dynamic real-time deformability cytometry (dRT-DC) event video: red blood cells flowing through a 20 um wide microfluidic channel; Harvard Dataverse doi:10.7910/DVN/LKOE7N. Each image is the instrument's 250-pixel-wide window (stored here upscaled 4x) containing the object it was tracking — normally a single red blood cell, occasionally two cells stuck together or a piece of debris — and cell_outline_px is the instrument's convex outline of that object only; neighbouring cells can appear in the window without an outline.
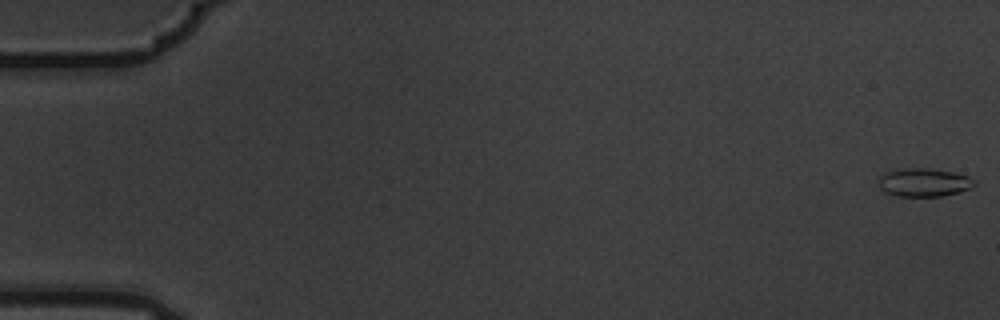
{"species": "common noctule bat (a hibernating species)", "species_latin": "Nyctalus noctula", "temperature_condition": "warm", "stored_images_in_passage": 8, "camera_frame_rate_fps": 3000, "um_per_image_px": 0.085, "animal": {"sex": "male", "body_mass_g": 19.5, "forearm_length_mm": 54.6}, "frame": {"image": 1, "passage_image": 1, "time_ms": 0.0, "image_size_px": [1000, 320], "cell_outline_px": [[976, 184], [968, 188], [944, 196], [896, 196], [884, 192], [880, 188], [880, 176], [884, 172], [900, 168], [928, 168], [952, 172], [968, 176], [976, 180]], "centroid_in_image_um": [78.5, 15.5], "position_along_channel_um": 6.5, "area_um2": 15.78}}
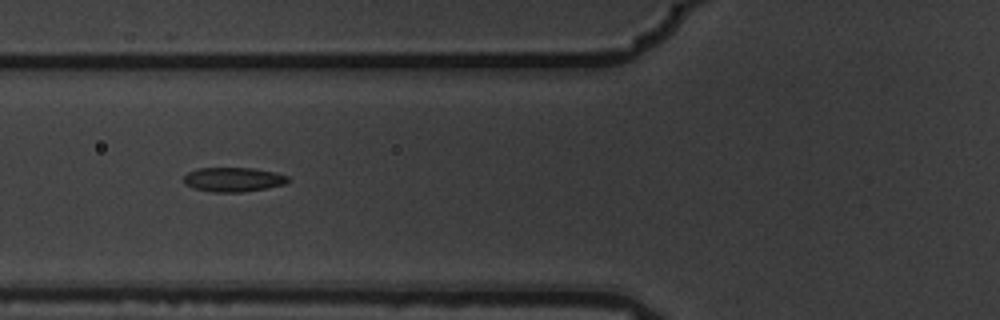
{"frame": {"image": 2, "passage_image": 7, "time_ms": 2.0, "image_size_px": [1000, 320], "cell_outline_px": [[288, 180], [284, 184], [268, 188], [240, 192], [212, 192], [192, 188], [184, 184], [184, 176], [188, 172], [196, 168], [252, 168], [276, 172], [288, 176]], "centroid_in_image_um": [19.8, 15.26], "position_along_channel_um": 106.0, "area_um2": 14.85}}
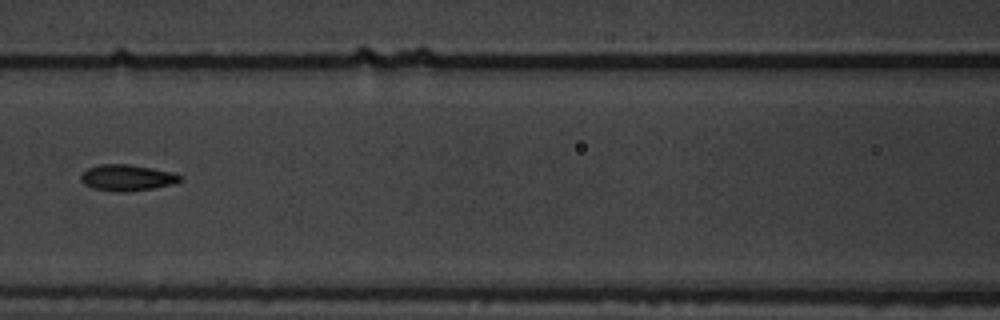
{"frame": {"image": 3, "passage_image": 8, "time_ms": 2.333, "image_size_px": [1000, 320], "cell_outline_px": [[180, 180], [172, 184], [152, 188], [120, 192], [92, 188], [84, 184], [80, 180], [80, 176], [88, 168], [100, 164], [128, 164], [152, 168], [172, 172], [180, 176]], "centroid_in_image_um": [10.75, 15.09], "position_along_channel_um": 155.9, "area_um2": 14.85}}